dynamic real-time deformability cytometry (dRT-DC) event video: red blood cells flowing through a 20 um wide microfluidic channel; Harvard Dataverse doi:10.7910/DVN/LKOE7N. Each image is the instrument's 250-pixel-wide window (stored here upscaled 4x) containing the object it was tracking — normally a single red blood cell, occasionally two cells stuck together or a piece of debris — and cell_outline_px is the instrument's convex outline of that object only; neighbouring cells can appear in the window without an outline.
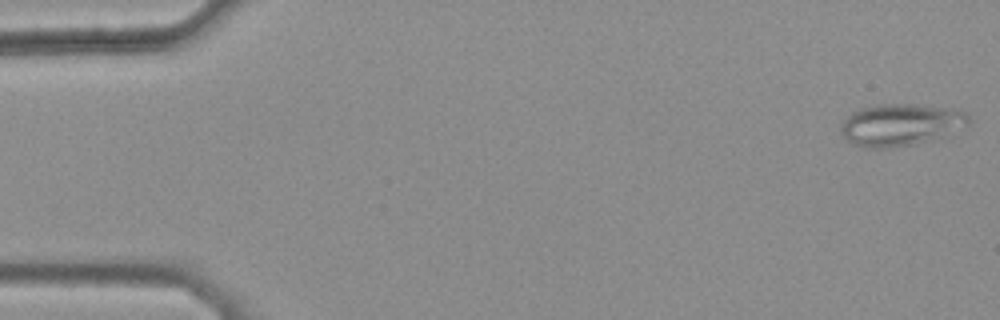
{"species": "common noctule bat (a hibernating species)", "species_latin": "Nyctalus noctula", "temperature_condition": "warm", "stored_images_in_passage": 46, "camera_frame_rate_fps": 3000, "um_per_image_px": 0.085, "animal": {"sex": "female", "body_mass_g": 25.1}, "frame": {"image": 1, "passage_image": 1, "time_ms": 0.0, "image_size_px": [1000, 320], "cell_outline_px": [[972, 120], [968, 128], [928, 140], [912, 144], [888, 148], [864, 148], [852, 144], [840, 132], [840, 124], [852, 112], [860, 108], [872, 104], [916, 104], [960, 108], [968, 112]], "centroid_in_image_um": [76.63, 10.58], "position_along_channel_um": 8.4, "area_um2": 32.08}}
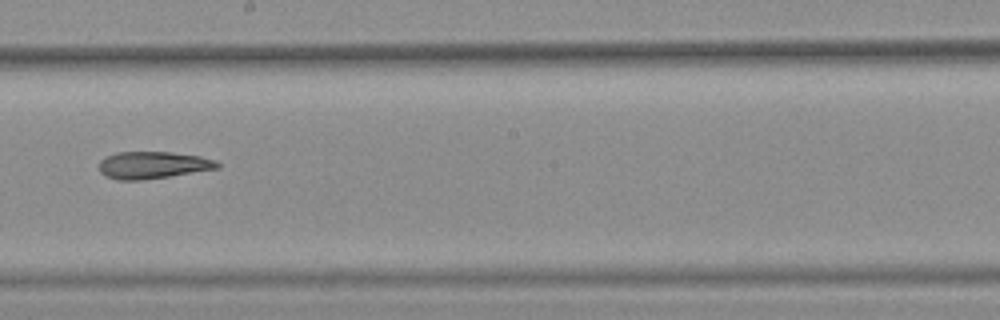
{"frame": {"image": 2, "passage_image": 29, "time_ms": 9.333, "image_size_px": [1000, 320], "cell_outline_px": [[220, 168], [168, 176], [140, 180], [116, 180], [104, 176], [100, 172], [100, 160], [104, 156], [116, 152], [172, 152], [200, 156], [216, 160], [220, 164]], "centroid_in_image_um": [12.97, 14.02], "position_along_channel_um": 235.2, "area_um2": 18.79}}
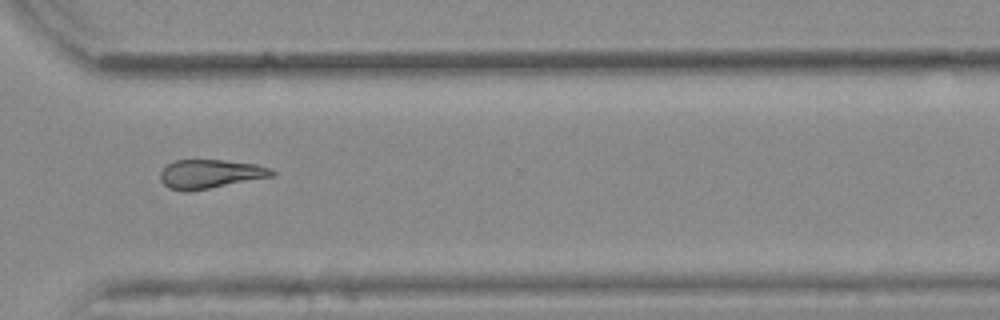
{"frame": {"image": 3, "passage_image": 38, "time_ms": 12.333, "image_size_px": [1000, 320], "cell_outline_px": [[276, 172], [272, 176], [188, 192], [184, 192], [168, 188], [160, 180], [160, 172], [168, 164], [176, 160], [224, 160], [256, 164], [272, 168]], "centroid_in_image_um": [17.85, 14.79], "position_along_channel_um": 352.8, "area_um2": 18.73}}